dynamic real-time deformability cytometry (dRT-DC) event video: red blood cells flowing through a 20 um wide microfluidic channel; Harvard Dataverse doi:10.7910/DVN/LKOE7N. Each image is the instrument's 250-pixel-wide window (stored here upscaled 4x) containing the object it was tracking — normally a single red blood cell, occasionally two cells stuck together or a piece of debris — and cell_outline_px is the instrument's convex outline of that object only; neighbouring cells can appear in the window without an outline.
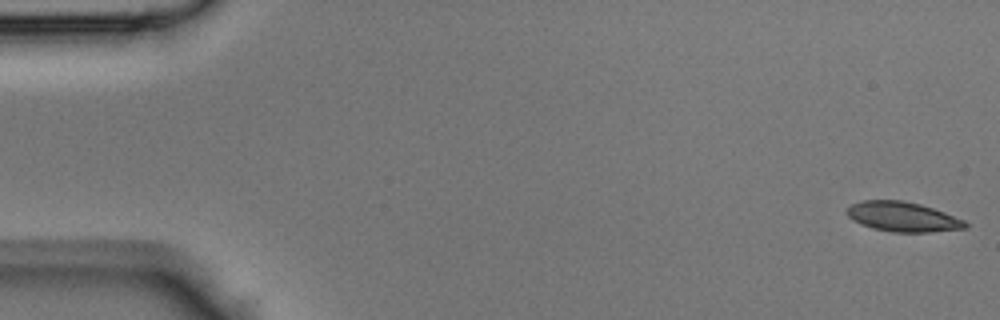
{"species": "Egyptian fruit bat (a non-hibernating species)", "species_latin": "Rousettus aegyptiacus", "temperature_condition": "room temperature", "stored_images_in_passage": 45, "segment_of_instrument_passage": [1, 2], "camera_frame_rate_fps": 3000, "um_per_image_px": 0.085, "animal": {"sex": "male"}, "frame": {"image": 1, "passage_image": 1, "time_ms": 0.0, "image_size_px": [1000, 320], "cell_outline_px": [[968, 228], [928, 232], [892, 232], [872, 228], [860, 224], [852, 220], [848, 216], [848, 208], [852, 204], [860, 200], [900, 200], [920, 204], [944, 212], [964, 220], [968, 224]], "centroid_in_image_um": [76.73, 18.43], "position_along_channel_um": 8.3, "area_um2": 20.46}}
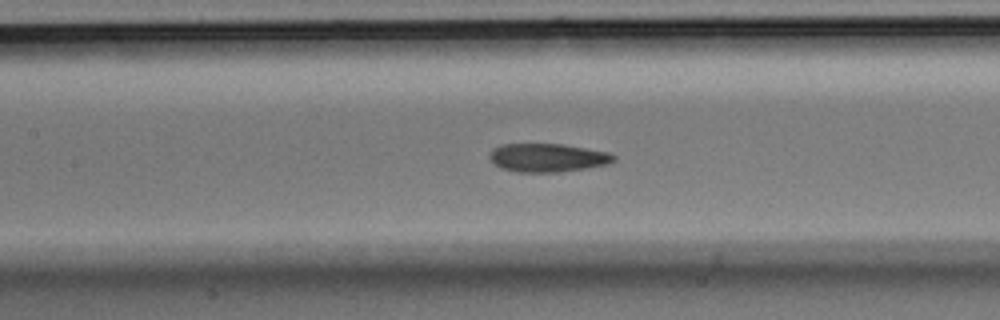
{"frame": {"image": 2, "passage_image": 20, "time_ms": 6.333, "image_size_px": [1000, 320], "cell_outline_px": [[616, 160], [608, 164], [588, 168], [560, 172], [516, 172], [504, 168], [496, 164], [488, 156], [488, 152], [492, 148], [500, 144], [564, 144], [608, 152], [616, 156]], "centroid_in_image_um": [46.56, 13.4], "position_along_channel_um": 160.8, "area_um2": 20.69}}
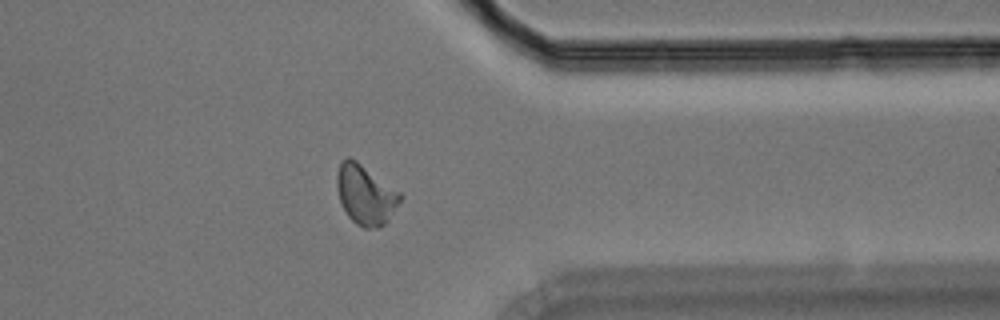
{"frame": {"image": 3, "passage_image": 35, "time_ms": 11.333, "image_size_px": [1000, 320], "cell_outline_px": [[404, 196], [388, 220], [380, 228], [364, 228], [356, 224], [348, 216], [340, 200], [336, 188], [336, 176], [340, 164], [348, 156], [356, 160], [400, 192]], "centroid_in_image_um": [31.07, 16.56], "position_along_channel_um": 380.3, "area_um2": 21.91}}